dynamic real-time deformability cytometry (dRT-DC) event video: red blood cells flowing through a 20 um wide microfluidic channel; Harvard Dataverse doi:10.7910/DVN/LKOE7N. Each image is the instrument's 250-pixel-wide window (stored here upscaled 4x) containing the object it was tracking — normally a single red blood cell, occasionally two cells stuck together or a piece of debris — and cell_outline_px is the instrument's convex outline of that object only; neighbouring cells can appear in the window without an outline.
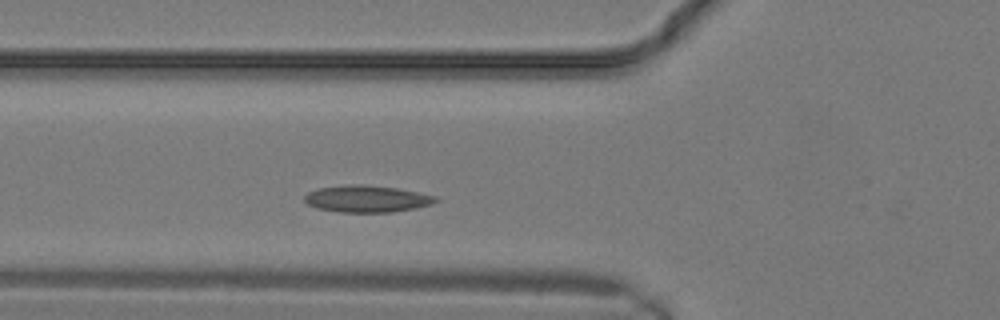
{"species": "common noctule bat (a hibernating species)", "species_latin": "Nyctalus noctula", "temperature_condition": "warm", "stored_images_in_passage": 5, "camera_frame_rate_fps": 3000, "um_per_image_px": 0.085, "animal": {"sex": "male", "body_mass_g": 19.2, "forearm_length_mm": 51.8}, "frame": {"image": 1, "passage_image": 5, "time_ms": 1.333, "image_size_px": [1000, 320], "cell_outline_px": [[440, 200], [432, 204], [416, 208], [392, 212], [336, 212], [316, 208], [308, 204], [304, 200], [304, 196], [308, 192], [320, 188], [348, 184], [360, 184], [396, 188], [436, 196]], "centroid_in_image_um": [31.17, 16.9], "position_along_channel_um": 94.6, "area_um2": 20.52}}